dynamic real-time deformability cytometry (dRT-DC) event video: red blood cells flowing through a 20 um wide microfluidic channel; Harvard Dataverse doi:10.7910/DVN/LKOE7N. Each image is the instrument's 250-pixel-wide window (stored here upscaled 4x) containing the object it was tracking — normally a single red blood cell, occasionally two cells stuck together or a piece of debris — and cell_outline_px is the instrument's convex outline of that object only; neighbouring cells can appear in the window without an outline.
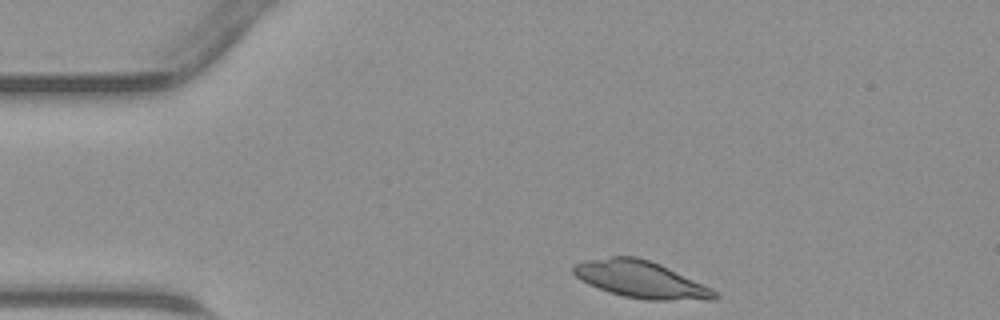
{"species": "common noctule bat (a hibernating species)", "species_latin": "Nyctalus noctula", "temperature_condition": "warm", "stored_images_in_passage": 29, "camera_frame_rate_fps": 3000, "um_per_image_px": 0.085, "animal": {"sex": "male", "body_mass_g": 23.1, "forearm_length_mm": 52.7}, "frame": {"image": 1, "passage_image": 1, "time_ms": 0.0, "image_size_px": [1000, 320], "cell_outline_px": [[720, 296], [716, 300], [648, 300], [624, 296], [608, 292], [588, 284], [580, 280], [572, 272], [572, 264], [588, 260], [612, 256], [636, 256], [660, 264], [712, 288]], "centroid_in_image_um": [54.47, 23.76], "position_along_channel_um": 30.5, "area_um2": 30.46}}
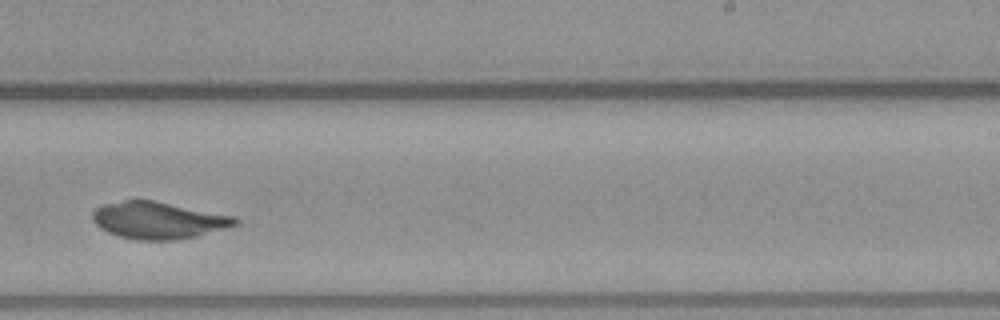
{"frame": {"image": 2, "passage_image": 21, "time_ms": 6.667, "image_size_px": [1000, 320], "cell_outline_px": [[240, 224], [196, 236], [176, 240], [136, 240], [120, 236], [108, 232], [100, 228], [92, 220], [92, 212], [96, 208], [104, 204], [124, 200], [152, 200], [236, 216], [240, 220]], "centroid_in_image_um": [13.47, 18.72], "position_along_channel_um": 275.5, "area_um2": 30.75}}
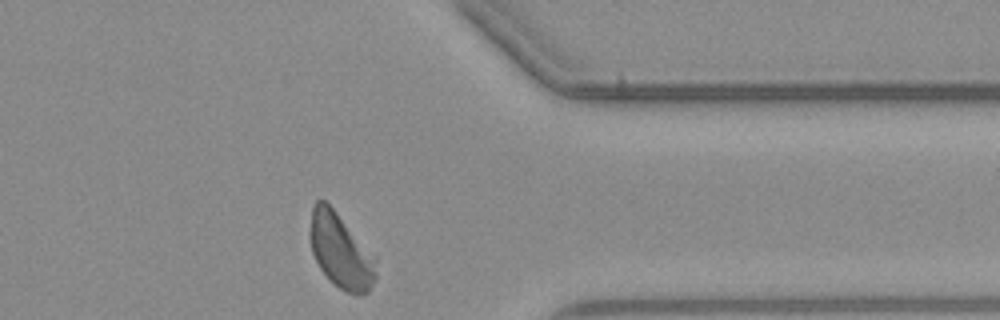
{"frame": {"image": 3, "passage_image": 29, "time_ms": 9.333, "image_size_px": [1000, 320], "cell_outline_px": [[376, 276], [368, 292], [356, 296], [340, 288], [320, 268], [312, 252], [308, 236], [308, 232], [312, 204], [316, 200], [324, 200], [336, 212], [376, 256]], "centroid_in_image_um": [28.94, 21.3], "position_along_channel_um": 382.5, "area_um2": 28.73}}